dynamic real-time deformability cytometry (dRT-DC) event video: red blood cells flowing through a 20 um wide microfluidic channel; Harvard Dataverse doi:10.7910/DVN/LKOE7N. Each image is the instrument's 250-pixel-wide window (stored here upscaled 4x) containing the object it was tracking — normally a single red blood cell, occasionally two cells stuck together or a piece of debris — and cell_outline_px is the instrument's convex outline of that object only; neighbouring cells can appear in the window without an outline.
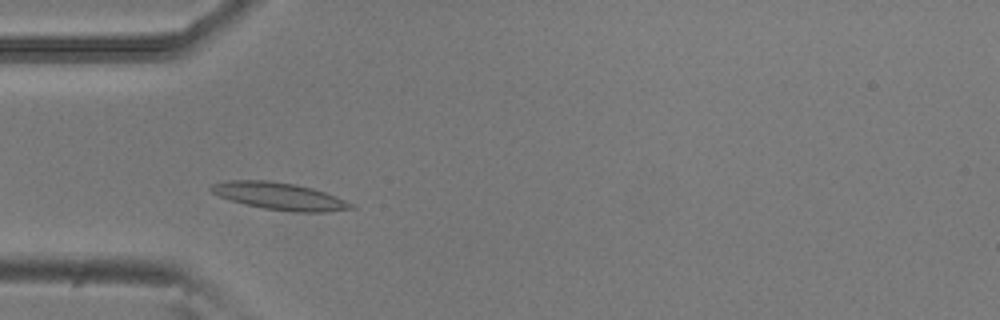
{"species": "common noctule bat (a hibernating species)", "species_latin": "Nyctalus noctula", "temperature_condition": "room temperature", "stored_images_in_passage": 7, "camera_frame_rate_fps": 3000, "um_per_image_px": 0.085, "animal": {"sex": "male", "body_mass_g": 20.5, "forearm_length_mm": 52.5}, "frame": {"image": 1, "passage_image": 4, "time_ms": 1.0, "image_size_px": [1000, 320], "cell_outline_px": [[356, 208], [328, 212], [296, 212], [264, 208], [244, 204], [220, 196], [212, 192], [208, 188], [212, 184], [228, 180], [268, 180], [296, 184], [312, 188], [336, 196], [352, 204]], "centroid_in_image_um": [23.76, 16.67], "position_along_channel_um": 61.2, "area_um2": 22.08}}
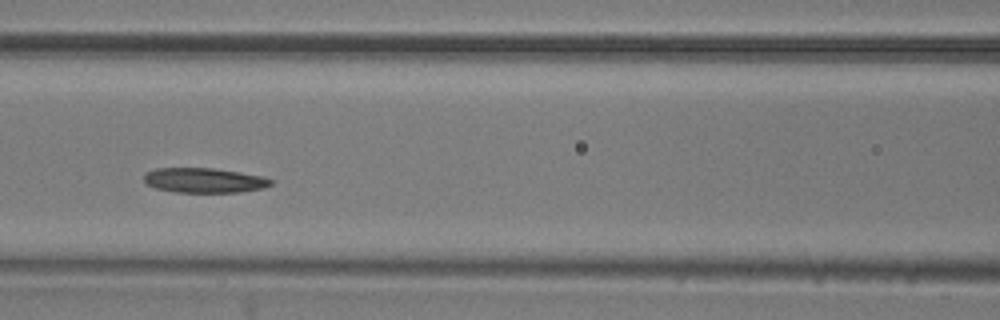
{"frame": {"image": 2, "passage_image": 6, "time_ms": 1.667, "image_size_px": [1000, 320], "cell_outline_px": [[272, 184], [264, 188], [240, 192], [176, 192], [156, 188], [148, 184], [144, 180], [144, 172], [156, 168], [212, 168], [264, 176], [272, 180]], "centroid_in_image_um": [17.36, 15.32], "position_along_channel_um": 149.2, "area_um2": 18.32}}
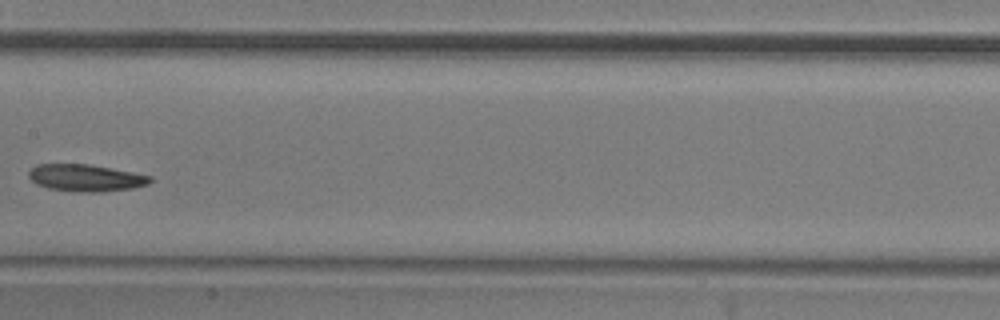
{"frame": {"image": 3, "passage_image": 7, "time_ms": 2.0, "image_size_px": [1000, 320], "cell_outline_px": [[152, 180], [148, 184], [132, 188], [100, 192], [88, 192], [48, 188], [36, 184], [28, 176], [28, 172], [36, 164], [88, 164], [132, 172], [152, 176]], "centroid_in_image_um": [7.28, 15.11], "position_along_channel_um": 200.1, "area_um2": 18.9}}